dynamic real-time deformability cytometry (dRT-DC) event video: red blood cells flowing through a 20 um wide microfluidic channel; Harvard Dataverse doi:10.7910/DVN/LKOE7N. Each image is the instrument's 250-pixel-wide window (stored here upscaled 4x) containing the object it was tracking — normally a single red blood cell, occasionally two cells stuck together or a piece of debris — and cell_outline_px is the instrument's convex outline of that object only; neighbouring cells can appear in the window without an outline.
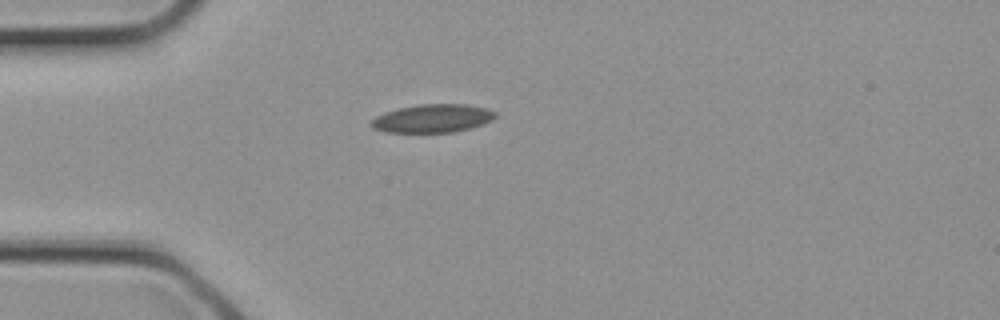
{"species": "common noctule bat (a hibernating species)", "species_latin": "Nyctalus noctula", "temperature_condition": "cold", "stored_images_in_passage": 4, "camera_frame_rate_fps": 3000, "um_per_image_px": 0.085, "animal": {"sex": "female", "body_mass_g": 21.9}, "frame": {"image": 1, "passage_image": 4, "time_ms": 1.0, "image_size_px": [1000, 320], "cell_outline_px": [[496, 116], [492, 120], [484, 124], [472, 128], [452, 132], [384, 132], [372, 128], [368, 124], [376, 116], [384, 112], [400, 108], [420, 104], [468, 104], [488, 108], [496, 112]], "centroid_in_image_um": [36.78, 10.06], "position_along_channel_um": 48.2, "area_um2": 20.63}}